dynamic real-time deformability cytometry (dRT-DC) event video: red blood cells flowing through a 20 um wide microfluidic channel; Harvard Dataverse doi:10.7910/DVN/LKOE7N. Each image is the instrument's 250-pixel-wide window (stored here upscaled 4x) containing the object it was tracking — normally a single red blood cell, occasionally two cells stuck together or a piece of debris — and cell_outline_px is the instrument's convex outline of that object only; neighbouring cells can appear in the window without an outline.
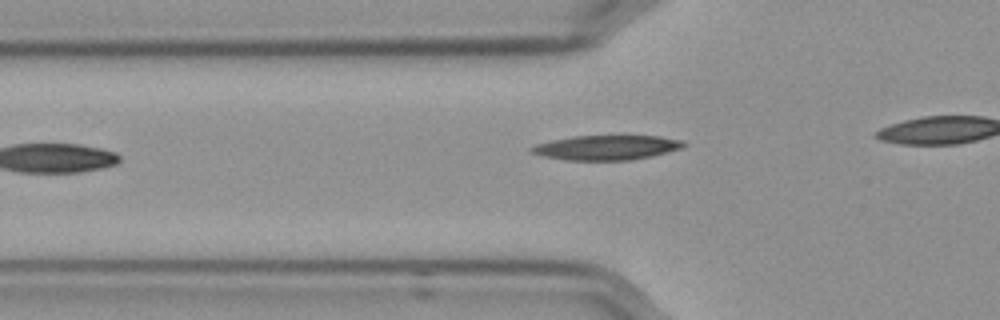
{"species": "Egyptian fruit bat (a non-hibernating species)", "species_latin": "Rousettus aegyptiacus", "temperature_condition": "cold", "stored_images_in_passage": 8, "camera_frame_rate_fps": 3000, "um_per_image_px": 0.085, "frame": {"image": 1, "passage_image": 2, "time_ms": 0.333, "image_size_px": [1000, 320], "cell_outline_px": [[688, 144], [680, 148], [652, 156], [632, 160], [564, 160], [544, 156], [532, 152], [528, 148], [536, 144], [552, 140], [572, 136], [660, 136], [684, 140]], "centroid_in_image_um": [51.57, 12.54], "position_along_channel_um": 74.2, "area_um2": 21.85}}
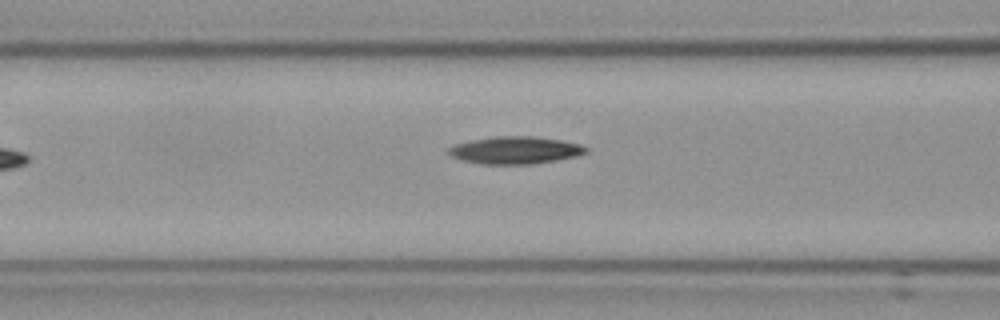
{"frame": {"image": 2, "passage_image": 6, "time_ms": 1.667, "image_size_px": [1000, 320], "cell_outline_px": [[588, 152], [576, 156], [556, 160], [528, 164], [484, 164], [464, 160], [452, 156], [448, 152], [448, 148], [452, 144], [472, 140], [496, 136], [532, 136], [560, 140], [580, 144], [588, 148]], "centroid_in_image_um": [43.79, 12.76], "position_along_channel_um": 122.8, "area_um2": 21.73}}